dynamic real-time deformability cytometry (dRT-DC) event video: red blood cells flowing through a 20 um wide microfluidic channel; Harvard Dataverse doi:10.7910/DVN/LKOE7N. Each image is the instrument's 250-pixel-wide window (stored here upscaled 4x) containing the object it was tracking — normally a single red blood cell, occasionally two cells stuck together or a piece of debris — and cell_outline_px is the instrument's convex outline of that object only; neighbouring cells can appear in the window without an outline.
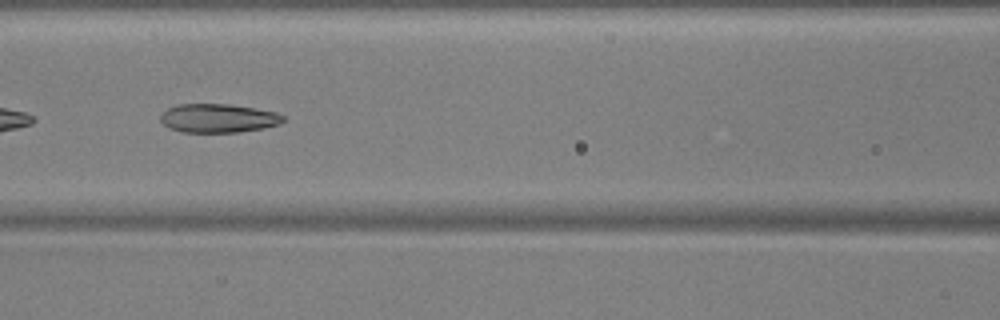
{"species": "common noctule bat (a hibernating species)", "species_latin": "Nyctalus noctula", "temperature_condition": "warm", "stored_images_in_passage": 7, "camera_frame_rate_fps": 3000, "um_per_image_px": 0.085, "animal": {"sex": "male", "body_mass_g": 17.9, "forearm_length_mm": 54.2}, "frame": {"image": 1, "passage_image": 7, "time_ms": 2.0, "image_size_px": [1000, 320], "cell_outline_px": [[284, 120], [280, 124], [264, 128], [236, 132], [184, 132], [168, 128], [160, 120], [160, 116], [168, 108], [176, 104], [228, 104], [256, 108], [276, 112], [284, 116]], "centroid_in_image_um": [18.55, 10.04], "position_along_channel_um": 148.0, "area_um2": 20.58}}